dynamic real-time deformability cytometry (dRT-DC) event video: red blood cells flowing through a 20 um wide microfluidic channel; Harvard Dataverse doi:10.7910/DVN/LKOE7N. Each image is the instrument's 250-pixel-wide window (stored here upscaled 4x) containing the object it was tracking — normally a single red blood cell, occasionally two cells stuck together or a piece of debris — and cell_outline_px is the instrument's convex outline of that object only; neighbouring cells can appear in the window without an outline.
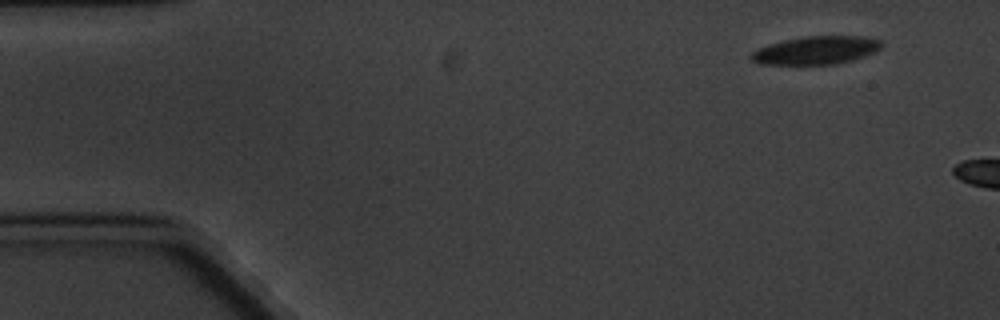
{"species": "common noctule bat (a hibernating species)", "species_latin": "Nyctalus noctula", "temperature_condition": "cold", "stored_images_in_passage": 3, "camera_frame_rate_fps": 3000, "um_per_image_px": 0.085, "animal": {"sex": "male", "body_mass_g": 20.1, "forearm_length_mm": 53.5}, "frame": {"image": 1, "passage_image": 1, "time_ms": 0.0, "image_size_px": [1000, 320], "cell_outline_px": [[884, 44], [880, 48], [864, 56], [852, 60], [836, 64], [760, 64], [752, 60], [748, 56], [752, 52], [768, 44], [784, 40], [804, 36], [864, 36], [880, 40]], "centroid_in_image_um": [69.36, 4.27], "position_along_channel_um": 15.6, "area_um2": 21.27}}